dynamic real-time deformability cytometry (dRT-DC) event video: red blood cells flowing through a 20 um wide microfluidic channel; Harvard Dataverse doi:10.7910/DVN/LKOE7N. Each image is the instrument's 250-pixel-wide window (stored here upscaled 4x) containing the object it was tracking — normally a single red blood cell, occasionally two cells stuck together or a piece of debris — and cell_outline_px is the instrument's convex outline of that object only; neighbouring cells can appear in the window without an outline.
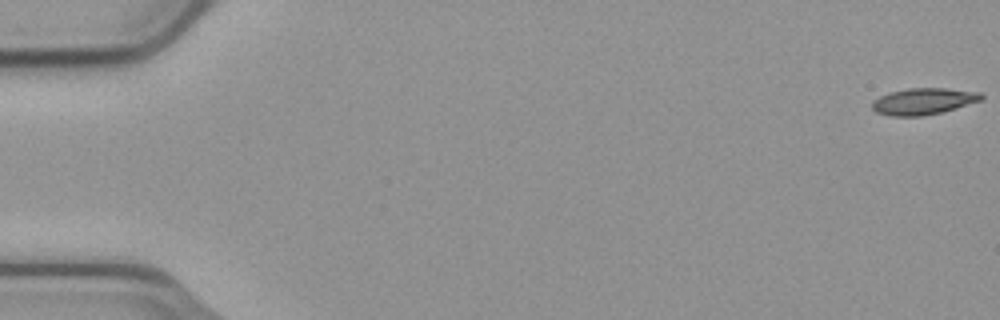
{"species": "common noctule bat (a hibernating species)", "species_latin": "Nyctalus noctula", "temperature_condition": "cold", "stored_images_in_passage": 52, "camera_frame_rate_fps": 3000, "um_per_image_px": 0.085, "animal": {"sex": "male", "body_mass_g": 23.1, "forearm_length_mm": 52.7}, "frame": {"image": 1, "passage_image": 1, "time_ms": 0.0, "image_size_px": [1000, 320], "cell_outline_px": [[984, 96], [980, 100], [944, 112], [924, 116], [888, 116], [876, 112], [872, 108], [872, 100], [888, 92], [908, 88], [944, 88], [980, 92]], "centroid_in_image_um": [78.45, 8.61], "position_along_channel_um": 6.5, "area_um2": 16.99}}
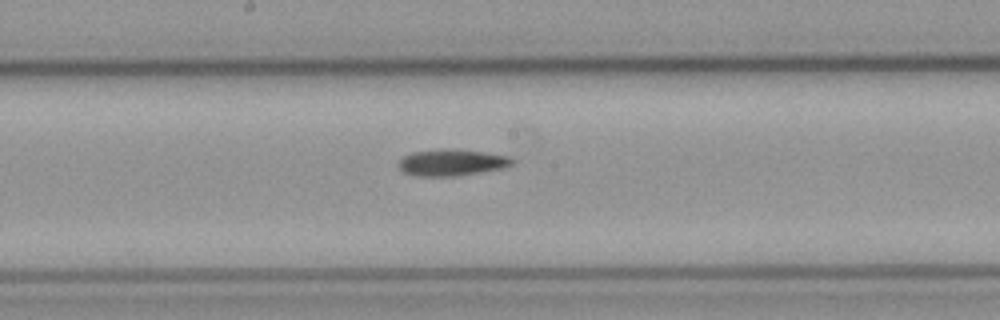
{"frame": {"image": 2, "passage_image": 30, "time_ms": 9.667, "image_size_px": [1000, 320], "cell_outline_px": [[516, 160], [512, 164], [504, 168], [456, 176], [416, 176], [404, 172], [396, 164], [404, 156], [412, 152], [440, 148], [452, 148], [484, 152], [508, 156]], "centroid_in_image_um": [38.39, 13.8], "position_along_channel_um": 209.8, "area_um2": 17.74}}
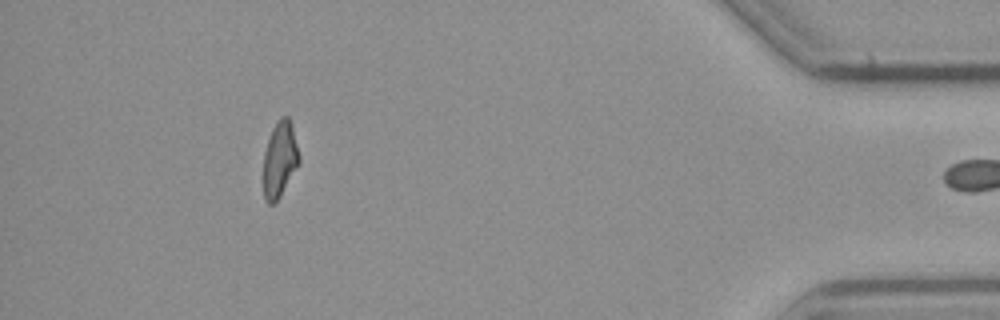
{"frame": {"image": 3, "passage_image": 51, "time_ms": 16.667, "image_size_px": [1000, 320], "cell_outline_px": [[300, 164], [280, 196], [272, 204], [268, 204], [264, 200], [264, 152], [272, 128], [276, 120], [280, 116], [288, 116], [292, 124], [300, 156]], "centroid_in_image_um": [23.8, 13.52], "position_along_channel_um": 411.4, "area_um2": 15.95}}